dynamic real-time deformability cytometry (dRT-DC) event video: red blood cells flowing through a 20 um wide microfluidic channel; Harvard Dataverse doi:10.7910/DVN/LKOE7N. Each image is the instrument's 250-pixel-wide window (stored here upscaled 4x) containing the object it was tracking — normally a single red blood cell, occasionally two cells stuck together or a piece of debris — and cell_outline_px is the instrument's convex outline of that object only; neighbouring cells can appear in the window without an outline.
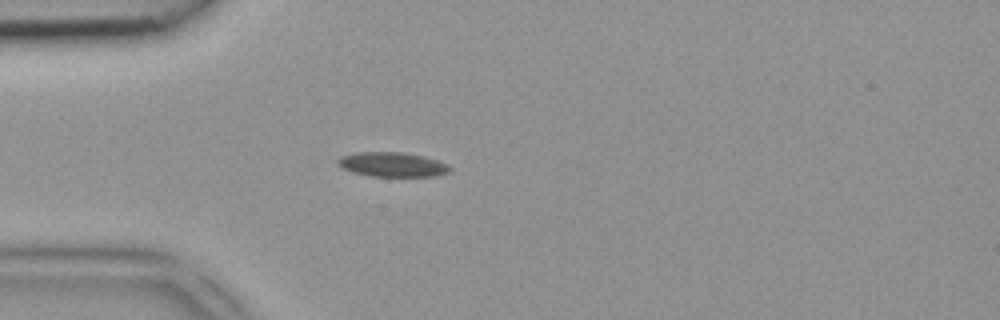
{"species": "common noctule bat (a hibernating species)", "species_latin": "Nyctalus noctula", "temperature_condition": "room temperature", "stored_images_in_passage": 4, "camera_frame_rate_fps": 3000, "um_per_image_px": 0.085, "animal": {"sex": "female", "body_mass_g": 18.4}, "frame": {"image": 1, "passage_image": 4, "time_ms": 1.0, "image_size_px": [1000, 320], "cell_outline_px": [[452, 168], [448, 172], [432, 176], [372, 176], [352, 172], [336, 164], [336, 160], [340, 156], [360, 152], [400, 152], [424, 156], [448, 164]], "centroid_in_image_um": [33.32, 13.98], "position_along_channel_um": 51.7, "area_um2": 15.9}}